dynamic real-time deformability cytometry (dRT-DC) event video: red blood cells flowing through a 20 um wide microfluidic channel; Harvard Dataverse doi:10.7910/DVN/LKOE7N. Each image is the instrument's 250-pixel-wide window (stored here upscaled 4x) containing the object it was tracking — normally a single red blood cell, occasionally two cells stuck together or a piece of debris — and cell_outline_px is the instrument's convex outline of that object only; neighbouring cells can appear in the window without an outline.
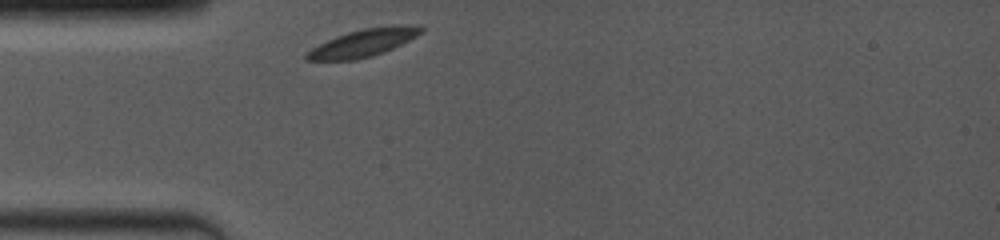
{"species": "common noctule bat (a hibernating species)", "species_latin": "Nyctalus noctula", "temperature_condition": "room temperature", "stored_images_in_passage": 23, "camera_frame_rate_fps": 4000, "um_per_image_px": 0.085, "animal": {"sex": "female", "body_mass_g": 19.0, "forearm_length_mm": 53.3}, "frame": {"image": 1, "passage_image": 1, "time_ms": 0.0, "image_size_px": [1000, 240], "cell_outline_px": [[424, 32], [384, 52], [372, 56], [356, 60], [304, 60], [304, 52], [336, 36], [348, 32], [364, 28], [412, 24], [424, 28]], "centroid_in_image_um": [30.86, 3.65], "position_along_channel_um": 54.1, "area_um2": 18.21}}
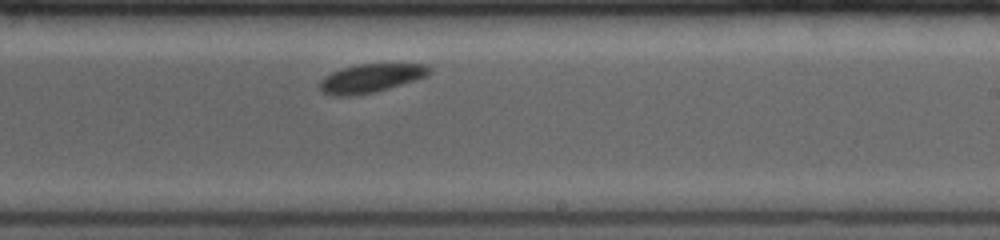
{"frame": {"image": 2, "passage_image": 14, "time_ms": 5.5, "image_size_px": [1000, 240], "cell_outline_px": [[432, 72], [416, 80], [376, 92], [348, 96], [332, 96], [324, 92], [320, 88], [320, 80], [324, 76], [332, 72], [344, 68], [360, 64], [424, 64], [432, 68]], "centroid_in_image_um": [31.53, 6.65], "position_along_channel_um": 257.5, "area_um2": 18.15}}
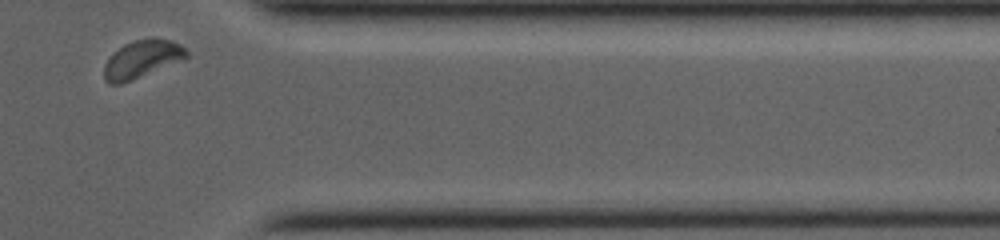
{"frame": {"image": 3, "passage_image": 23, "time_ms": 9.25, "image_size_px": [1000, 240], "cell_outline_px": [[188, 56], [184, 60], [120, 84], [108, 84], [104, 80], [104, 64], [124, 44], [136, 40], [152, 36], [172, 40], [180, 44], [188, 52]], "centroid_in_image_um": [12.1, 5.01], "position_along_channel_um": 399.3, "area_um2": 18.09}, "authors_computed_cell_mechanics": {"area_um2": 18.207, "velocity_mm_per_s": 3.8404, "shape_relaxation_time_tau1_ms": 2.0496, "shape_relaxation_time_tau2_ms": null, "deformation_change_tau1": 0.0967, "deformation_change_tau2": null}}